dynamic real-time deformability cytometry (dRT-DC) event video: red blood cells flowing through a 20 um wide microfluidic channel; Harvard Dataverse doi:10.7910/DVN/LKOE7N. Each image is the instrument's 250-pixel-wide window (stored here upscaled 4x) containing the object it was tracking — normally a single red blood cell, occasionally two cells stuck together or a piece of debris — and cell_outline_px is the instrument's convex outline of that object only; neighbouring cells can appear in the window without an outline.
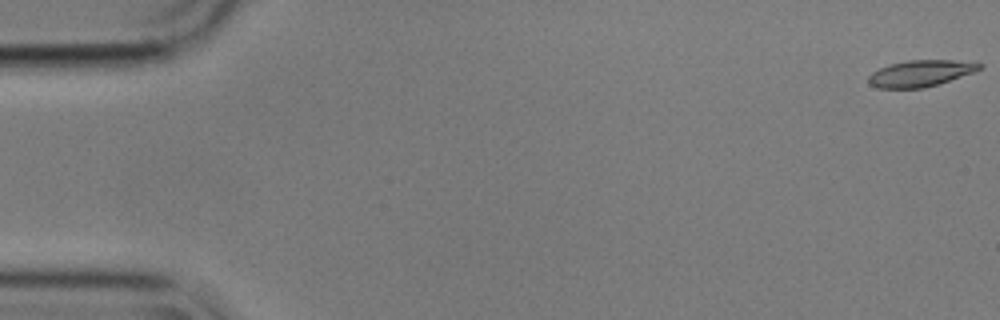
{"species": "common noctule bat (a hibernating species)", "species_latin": "Nyctalus noctula", "temperature_condition": "cold", "stored_images_in_passage": 56, "camera_frame_rate_fps": 3000, "um_per_image_px": 0.085, "animal": {"sex": "male", "body_mass_g": 17.9}, "frame": {"image": 1, "passage_image": 1, "time_ms": 0.0, "image_size_px": [1000, 320], "cell_outline_px": [[984, 68], [924, 88], [876, 88], [868, 84], [868, 76], [872, 72], [880, 68], [892, 64], [908, 60], [952, 60], [984, 64]], "centroid_in_image_um": [78.2, 6.24], "position_along_channel_um": 6.8, "area_um2": 16.82}}
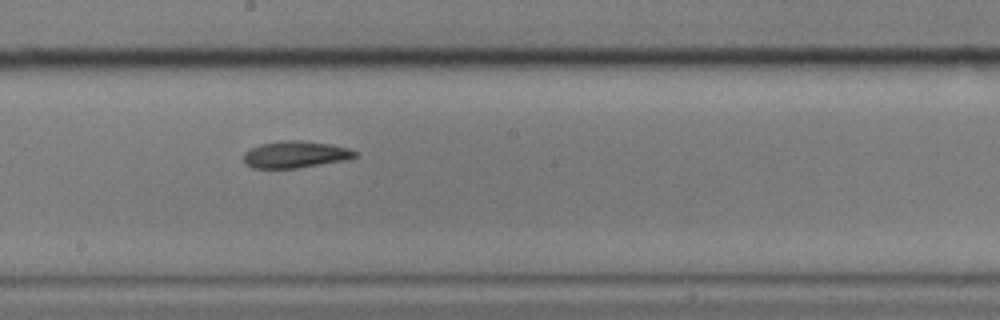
{"frame": {"image": 2, "passage_image": 31, "time_ms": 10.0, "image_size_px": [1000, 320], "cell_outline_px": [[356, 156], [348, 160], [296, 168], [252, 168], [244, 164], [244, 152], [260, 144], [280, 140], [300, 140], [332, 144], [348, 148], [356, 152]], "centroid_in_image_um": [25.1, 13.13], "position_along_channel_um": 223.1, "area_um2": 17.51}}
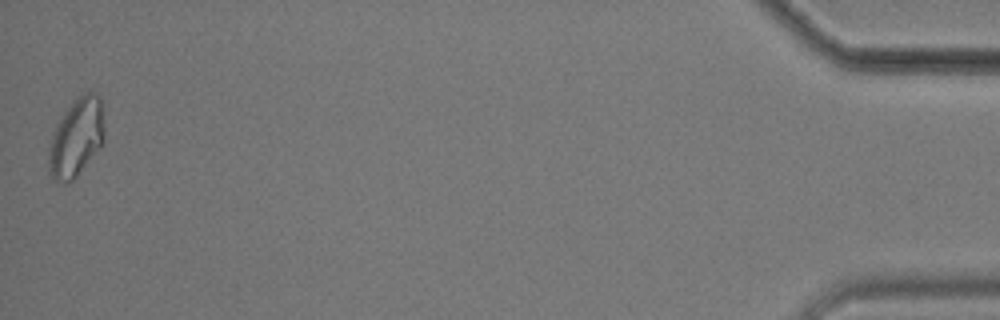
{"frame": {"image": 3, "passage_image": 56, "time_ms": 18.333, "image_size_px": [1000, 320], "cell_outline_px": [[104, 144], [76, 176], [72, 180], [64, 184], [56, 180], [48, 172], [48, 160], [52, 136], [60, 116], [84, 92], [96, 92], [100, 96], [104, 128]], "centroid_in_image_um": [6.51, 11.7], "position_along_channel_um": 428.7, "area_um2": 25.2}, "authors_computed_cell_mechanics": {"area_um2": 17.9758, "velocity_mm_per_s": 3.5687, "shape_relaxation_time_tau1_ms": 7.811, "shape_relaxation_time_tau2_ms": 4.3562, "deformation_change_tau1": 0.1669, "deformation_change_tau2": 0.1001}}